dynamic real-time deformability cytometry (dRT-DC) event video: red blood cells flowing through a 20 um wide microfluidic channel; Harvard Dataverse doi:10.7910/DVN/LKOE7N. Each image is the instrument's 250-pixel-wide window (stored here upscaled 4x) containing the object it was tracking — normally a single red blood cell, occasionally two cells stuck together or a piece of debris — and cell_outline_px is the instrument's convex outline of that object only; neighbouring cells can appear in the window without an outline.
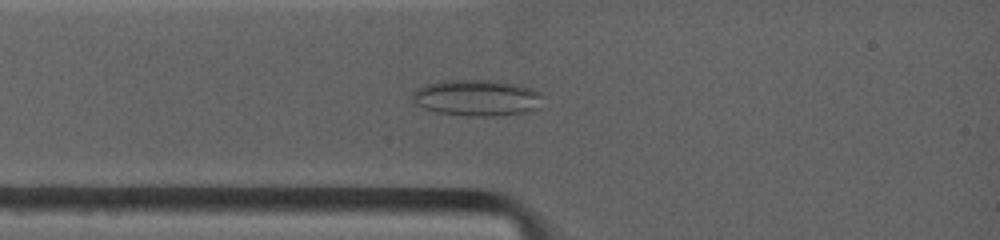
{"species": "common noctule bat (a hibernating species)", "species_latin": "Nyctalus noctula", "temperature_condition": "warm", "stored_images_in_passage": 3, "camera_frame_rate_fps": 4500, "um_per_image_px": 0.085, "animal": {"sex": "female", "body_mass_g": 19.0, "forearm_length_mm": 53.3}, "frame": {"image": 1, "passage_image": 3, "time_ms": 1.556, "image_size_px": [1000, 240], "cell_outline_px": [[536, 96], [532, 108], [520, 112], [492, 116], [468, 116], [436, 112], [424, 108], [412, 100], [412, 96], [420, 88], [428, 84], [508, 84], [528, 88], [536, 92]], "centroid_in_image_um": [40.39, 8.42], "position_along_channel_um": 44.6, "area_um2": 24.1}}